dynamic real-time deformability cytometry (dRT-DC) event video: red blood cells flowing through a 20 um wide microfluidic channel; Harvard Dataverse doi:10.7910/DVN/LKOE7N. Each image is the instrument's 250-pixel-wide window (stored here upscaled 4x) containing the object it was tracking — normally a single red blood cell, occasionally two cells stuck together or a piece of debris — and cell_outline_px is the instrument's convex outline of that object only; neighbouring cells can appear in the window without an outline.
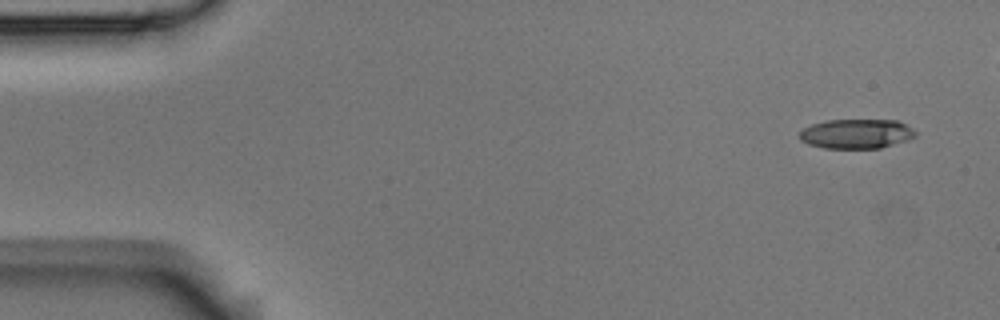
{"species": "Egyptian fruit bat (a non-hibernating species)", "species_latin": "Rousettus aegyptiacus", "temperature_condition": "room temperature", "stored_images_in_passage": 4, "camera_frame_rate_fps": 3000, "um_per_image_px": 0.085, "animal": {"sex": "male"}, "frame": {"image": 1, "passage_image": 1, "time_ms": 0.0, "image_size_px": [1000, 320], "cell_outline_px": [[916, 136], [908, 140], [880, 148], [824, 148], [808, 144], [800, 140], [800, 132], [804, 128], [812, 124], [828, 120], [896, 120], [912, 128], [916, 132]], "centroid_in_image_um": [72.8, 11.37], "position_along_channel_um": 12.2, "area_um2": 19.88}}